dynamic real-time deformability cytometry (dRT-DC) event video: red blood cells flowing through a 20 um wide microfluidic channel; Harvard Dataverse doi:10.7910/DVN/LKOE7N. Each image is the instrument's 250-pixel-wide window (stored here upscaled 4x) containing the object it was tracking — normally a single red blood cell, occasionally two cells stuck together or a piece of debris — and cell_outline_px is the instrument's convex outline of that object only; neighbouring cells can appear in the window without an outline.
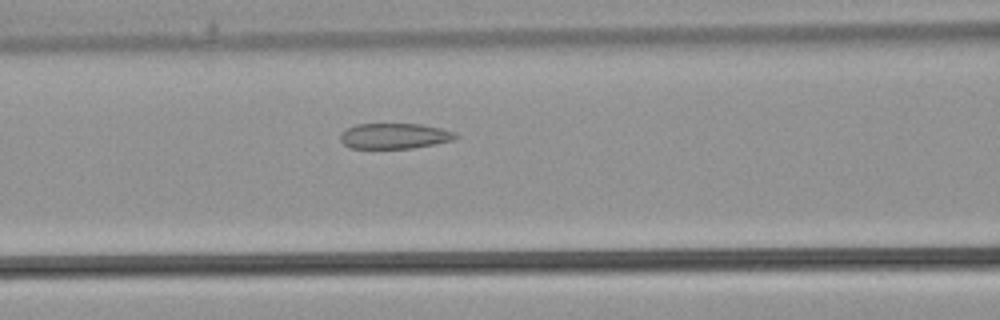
{"species": "common noctule bat (a hibernating species)", "species_latin": "Nyctalus noctula", "temperature_condition": "warm", "stored_images_in_passage": 34, "camera_frame_rate_fps": 3000, "um_per_image_px": 0.085, "animal": {"sex": "male", "body_mass_g": 21.5, "forearm_length_mm": 52.0}, "frame": {"image": 1, "passage_image": 13, "time_ms": 4.0, "image_size_px": [1000, 320], "cell_outline_px": [[460, 136], [452, 140], [412, 148], [348, 148], [340, 140], [340, 136], [348, 128], [356, 124], [420, 124], [440, 128], [456, 132]], "centroid_in_image_um": [33.54, 11.56], "position_along_channel_um": 133.1, "area_um2": 16.99}}
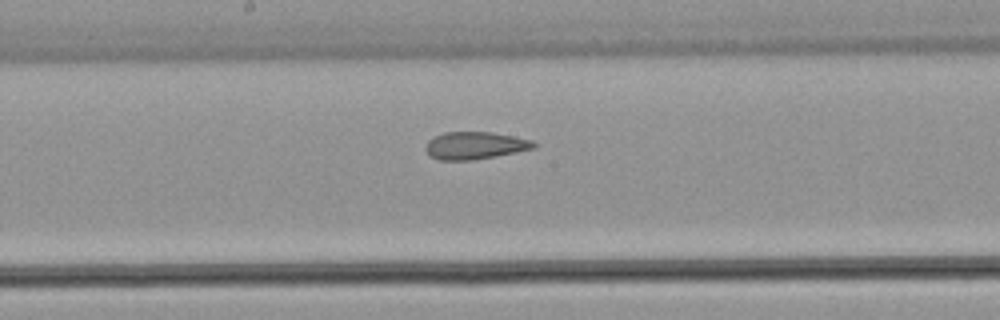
{"frame": {"image": 2, "passage_image": 17, "time_ms": 5.333, "image_size_px": [1000, 320], "cell_outline_px": [[536, 144], [532, 148], [492, 156], [468, 160], [440, 160], [428, 156], [424, 148], [428, 140], [444, 132], [492, 132], [532, 140]], "centroid_in_image_um": [40.28, 12.36], "position_along_channel_um": 207.9, "area_um2": 16.94}}
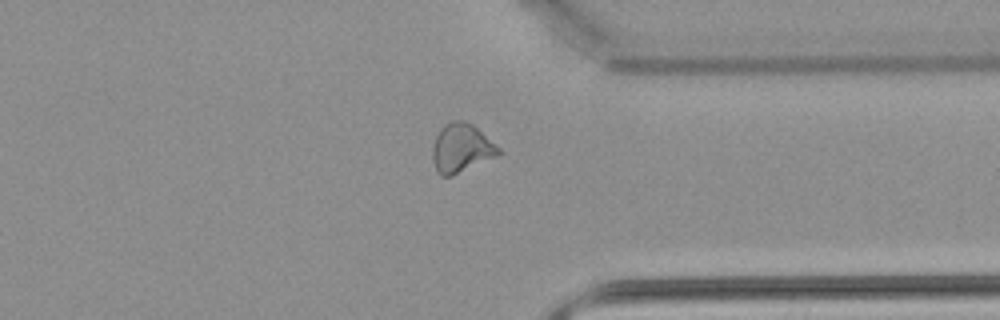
{"frame": {"image": 3, "passage_image": 26, "time_ms": 8.333, "image_size_px": [1000, 320], "cell_outline_px": [[500, 152], [496, 156], [452, 176], [440, 176], [432, 160], [432, 148], [436, 136], [440, 128], [444, 124], [452, 120], [464, 120], [472, 124], [500, 148]], "centroid_in_image_um": [39.18, 12.58], "position_along_channel_um": 372.2, "area_um2": 18.61}}